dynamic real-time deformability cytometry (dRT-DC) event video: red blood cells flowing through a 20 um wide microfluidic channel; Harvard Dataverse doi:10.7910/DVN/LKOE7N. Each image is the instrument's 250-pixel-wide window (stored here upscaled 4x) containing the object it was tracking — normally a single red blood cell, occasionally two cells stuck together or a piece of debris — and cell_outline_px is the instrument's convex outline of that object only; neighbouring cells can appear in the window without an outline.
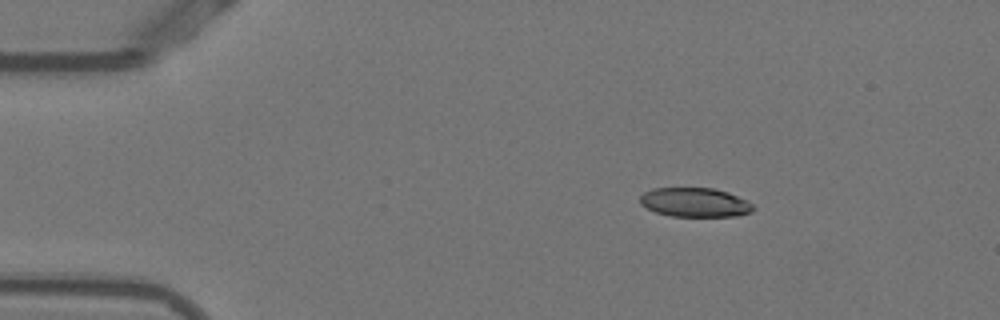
{"species": "Egyptian fruit bat (a non-hibernating species)", "species_latin": "Rousettus aegyptiacus", "temperature_condition": "warm", "stored_images_in_passage": 7, "camera_frame_rate_fps": 3000, "um_per_image_px": 0.085, "animal": {"sex": "female"}, "frame": {"image": 1, "passage_image": 1, "time_ms": 0.0, "image_size_px": [1000, 320], "cell_outline_px": [[756, 208], [752, 212], [736, 216], [672, 216], [656, 212], [640, 204], [640, 196], [644, 192], [652, 188], [712, 188], [728, 192], [748, 200]], "centroid_in_image_um": [59.09, 17.2], "position_along_channel_um": 25.9, "area_um2": 19.31}}